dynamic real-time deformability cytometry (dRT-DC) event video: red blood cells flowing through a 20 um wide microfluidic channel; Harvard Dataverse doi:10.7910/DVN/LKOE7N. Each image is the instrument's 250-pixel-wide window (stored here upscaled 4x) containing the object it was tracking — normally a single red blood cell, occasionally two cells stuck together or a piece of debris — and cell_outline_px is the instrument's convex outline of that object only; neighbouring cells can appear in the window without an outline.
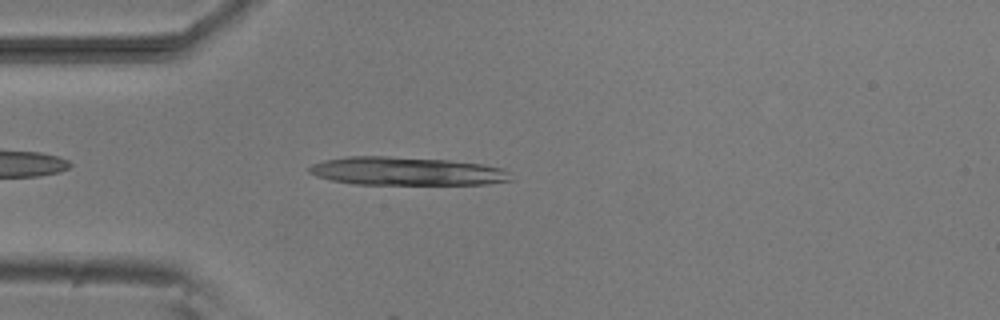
{"species": "common noctule bat (a hibernating species)", "species_latin": "Nyctalus noctula", "temperature_condition": "room temperature", "stored_images_in_passage": 2, "camera_frame_rate_fps": 3000, "um_per_image_px": 0.085, "animal": {"sex": "male", "body_mass_g": 20.5, "forearm_length_mm": 52.5}, "frame": {"image": 1, "passage_image": 1, "time_ms": 0.0, "image_size_px": [1000, 320], "cell_outline_px": [[512, 180], [488, 184], [352, 184], [332, 180], [316, 176], [308, 172], [308, 168], [312, 164], [324, 160], [348, 156], [388, 156], [448, 160], [484, 164], [504, 168], [508, 172]], "centroid_in_image_um": [34.55, 14.55], "position_along_channel_um": 50.4, "area_um2": 33.35}}